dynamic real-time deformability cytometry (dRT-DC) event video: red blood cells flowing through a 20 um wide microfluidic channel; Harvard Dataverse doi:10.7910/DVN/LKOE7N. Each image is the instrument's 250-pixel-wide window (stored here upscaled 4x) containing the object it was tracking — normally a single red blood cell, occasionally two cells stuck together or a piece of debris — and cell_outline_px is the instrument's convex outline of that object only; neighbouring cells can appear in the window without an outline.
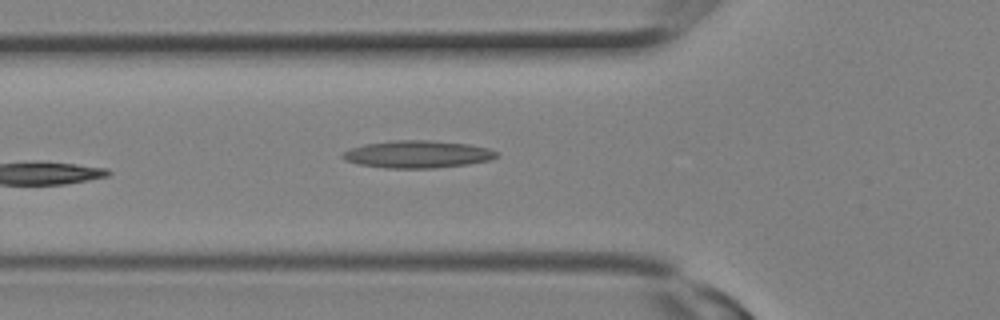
{"species": "Egyptian fruit bat (a non-hibernating species)", "species_latin": "Rousettus aegyptiacus", "temperature_condition": "room temperature", "stored_images_in_passage": 5, "camera_frame_rate_fps": 3000, "um_per_image_px": 0.085, "animal": {"sex": "female"}, "frame": {"image": 1, "passage_image": 5, "time_ms": 1.333, "image_size_px": [1000, 320], "cell_outline_px": [[500, 156], [492, 160], [468, 164], [432, 168], [388, 168], [356, 164], [344, 160], [340, 156], [344, 152], [352, 148], [364, 144], [392, 140], [432, 140], [468, 144], [488, 148], [496, 152]], "centroid_in_image_um": [35.49, 13.11], "position_along_channel_um": 90.3, "area_um2": 24.68}}